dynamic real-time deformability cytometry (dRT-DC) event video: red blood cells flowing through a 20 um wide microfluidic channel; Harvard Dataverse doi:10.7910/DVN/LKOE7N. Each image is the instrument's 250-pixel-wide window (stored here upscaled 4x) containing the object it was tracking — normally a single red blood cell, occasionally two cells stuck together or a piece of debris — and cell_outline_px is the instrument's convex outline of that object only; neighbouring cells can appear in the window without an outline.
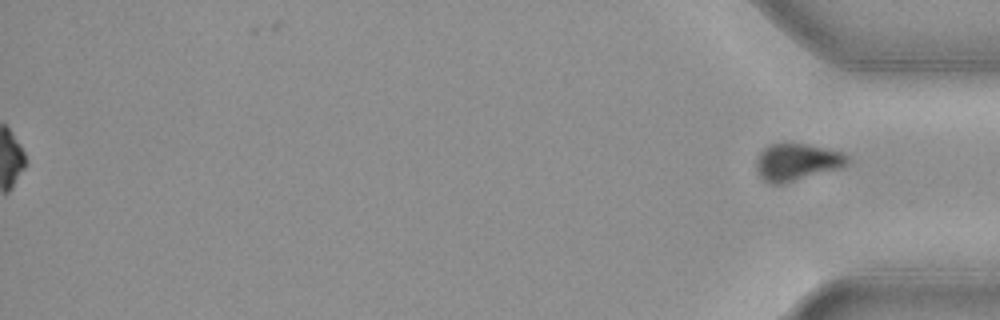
{"species": "common noctule bat (a hibernating species)", "species_latin": "Nyctalus noctula", "temperature_condition": "cold", "stored_images_in_passage": 59, "segment_of_instrument_passage": [2, 2], "camera_frame_rate_fps": 3000, "um_per_image_px": 0.085, "animal": {"sex": "female", "body_mass_g": 19.3, "forearm_length_mm": 54.1}, "frame": {"image": 1, "passage_image": 59, "time_ms": 19.333, "image_size_px": [1000, 320], "cell_outline_px": [[848, 164], [844, 168], [784, 184], [772, 184], [764, 180], [760, 176], [756, 168], [756, 160], [760, 152], [768, 144], [808, 144], [844, 152], [848, 156]], "centroid_in_image_um": [67.78, 13.79], "position_along_channel_um": 367.4, "area_um2": 20.06}}